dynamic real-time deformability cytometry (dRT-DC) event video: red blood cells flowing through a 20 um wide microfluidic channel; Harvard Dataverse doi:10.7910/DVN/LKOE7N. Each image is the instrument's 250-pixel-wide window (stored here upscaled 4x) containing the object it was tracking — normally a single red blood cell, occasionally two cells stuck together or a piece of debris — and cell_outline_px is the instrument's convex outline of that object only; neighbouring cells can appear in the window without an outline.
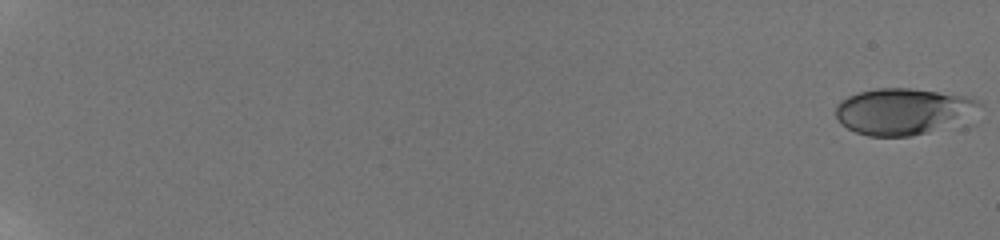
{"species": "human", "species_latin": "Homo sapiens", "temperature_condition": "room temperature", "stored_images_in_passage": 38, "camera_frame_rate_fps": 3000, "um_per_image_px": 0.085, "donor": {"sex": "male"}, "frame": {"image": 1, "passage_image": 1, "time_ms": 0.0, "image_size_px": [1000, 240], "cell_outline_px": [[984, 104], [976, 124], [968, 128], [908, 136], [868, 136], [856, 132], [840, 124], [836, 116], [836, 104], [840, 100], [848, 96], [860, 92], [876, 88], [912, 88], [972, 96]], "centroid_in_image_um": [77.09, 9.51], "position_along_channel_um": 7.9, "area_um2": 41.67}}
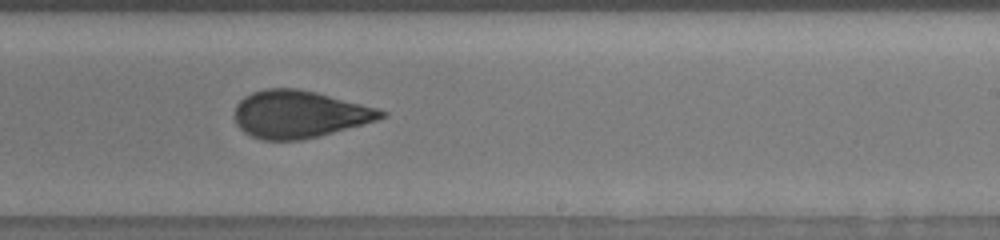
{"frame": {"image": 2, "passage_image": 35, "time_ms": 13.333, "image_size_px": [1000, 240], "cell_outline_px": [[388, 112], [384, 116], [376, 120], [320, 136], [300, 140], [264, 140], [252, 136], [244, 132], [236, 124], [236, 104], [244, 96], [252, 92], [264, 88], [300, 88], [316, 92], [376, 108]], "centroid_in_image_um": [25.4, 9.7], "position_along_channel_um": 263.6, "area_um2": 40.17}}
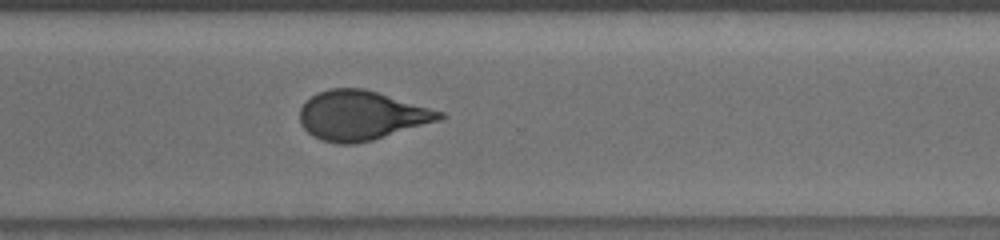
{"frame": {"image": 3, "passage_image": 38, "time_ms": 15.333, "image_size_px": [1000, 240], "cell_outline_px": [[448, 116], [440, 120], [372, 140], [356, 144], [336, 144], [320, 140], [312, 136], [300, 124], [300, 108], [316, 92], [332, 88], [364, 88], [444, 112]], "centroid_in_image_um": [30.7, 9.82], "position_along_channel_um": 339.9, "area_um2": 40.17}}